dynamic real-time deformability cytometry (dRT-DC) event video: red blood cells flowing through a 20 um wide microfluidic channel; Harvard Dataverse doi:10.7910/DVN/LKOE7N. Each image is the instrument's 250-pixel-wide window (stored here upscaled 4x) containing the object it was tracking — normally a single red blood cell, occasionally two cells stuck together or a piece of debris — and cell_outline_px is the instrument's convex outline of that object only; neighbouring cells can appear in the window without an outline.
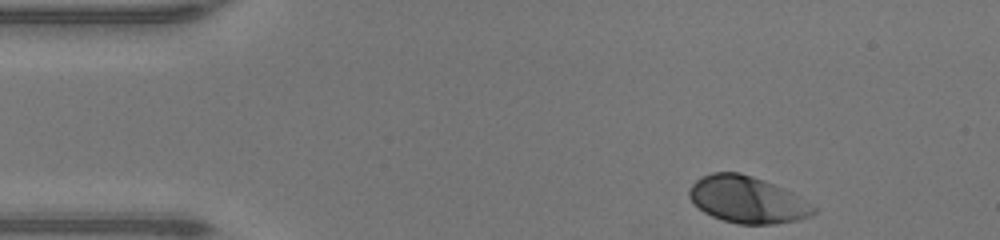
{"species": "human", "species_latin": "Homo sapiens", "temperature_condition": "warm", "stored_images_in_passage": 35, "camera_frame_rate_fps": 3000, "um_per_image_px": 0.085, "donor": {"sex": "male"}, "frame": {"image": 1, "passage_image": 1, "time_ms": 0.0, "image_size_px": [1000, 240], "cell_outline_px": [[816, 212], [812, 216], [796, 220], [772, 224], [740, 224], [724, 220], [712, 216], [704, 212], [688, 196], [688, 188], [696, 180], [712, 172], [740, 172], [764, 180], [784, 188], [792, 192], [816, 208]], "centroid_in_image_um": [63.52, 16.96], "position_along_channel_um": 21.5, "area_um2": 33.64}}
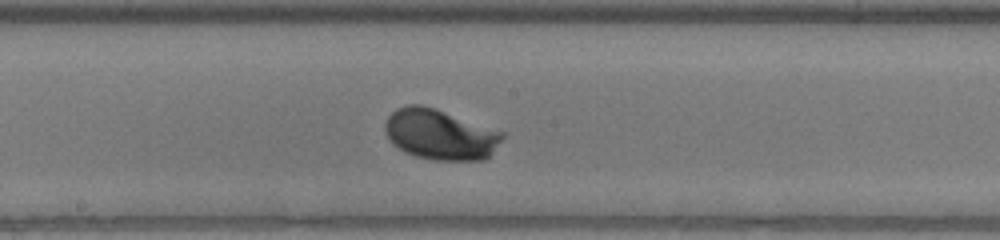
{"frame": {"image": 2, "passage_image": 20, "time_ms": 6.333, "image_size_px": [1000, 240], "cell_outline_px": [[504, 136], [492, 152], [484, 160], [432, 160], [416, 156], [404, 152], [392, 144], [384, 132], [384, 124], [388, 116], [396, 108], [408, 104], [420, 104], [436, 108], [504, 132]], "centroid_in_image_um": [37.37, 11.42], "position_along_channel_um": 210.8, "area_um2": 34.68}}
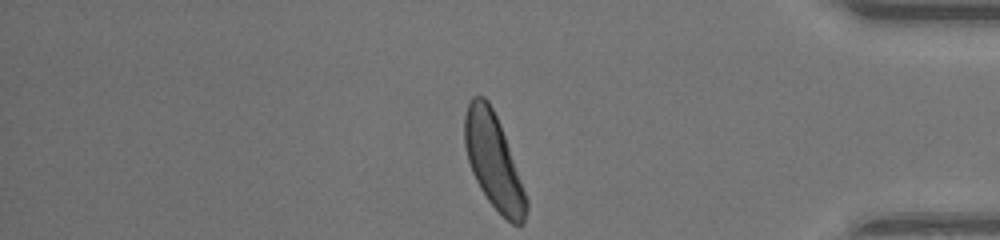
{"frame": {"image": 3, "passage_image": 35, "time_ms": 11.333, "image_size_px": [1000, 240], "cell_outline_px": [[528, 208], [524, 224], [512, 224], [488, 200], [480, 188], [472, 172], [468, 160], [464, 144], [464, 116], [468, 104], [472, 96], [484, 96], [488, 100], [496, 116], [504, 136], [528, 200]], "centroid_in_image_um": [41.93, 13.7], "position_along_channel_um": 393.3, "area_um2": 33.35}, "authors_computed_cell_mechanics": {"area_um2": 32.946, "velocity_mm_per_s": 4.2859, "shape_relaxation_time_tau1_ms": 1.4316, "shape_relaxation_time_tau2_ms": null, "deformation_change_tau1": 0.1298, "deformation_change_tau2": null}}